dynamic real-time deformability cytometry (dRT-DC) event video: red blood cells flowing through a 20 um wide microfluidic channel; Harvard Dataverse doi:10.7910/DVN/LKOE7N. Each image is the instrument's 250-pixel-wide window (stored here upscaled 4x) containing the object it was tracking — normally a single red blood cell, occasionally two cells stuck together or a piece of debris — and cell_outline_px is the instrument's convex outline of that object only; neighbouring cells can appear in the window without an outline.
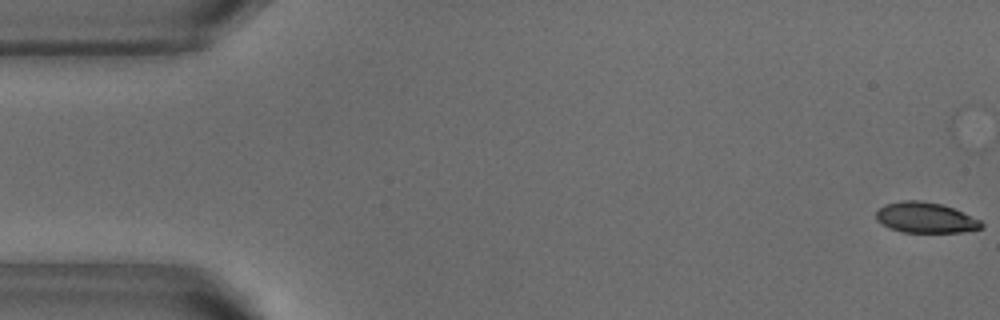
{"species": "common noctule bat (a hibernating species)", "species_latin": "Nyctalus noctula", "temperature_condition": "warm", "stored_images_in_passage": 52, "camera_frame_rate_fps": 3000, "um_per_image_px": 0.085, "animal": {"sex": "male", "body_mass_g": 18.8}, "frame": {"image": 1, "passage_image": 1, "time_ms": 0.0, "image_size_px": [1000, 320], "cell_outline_px": [[984, 224], [980, 228], [960, 232], [904, 232], [892, 228], [876, 220], [876, 212], [884, 204], [900, 200], [920, 200], [940, 204], [952, 208], [980, 220]], "centroid_in_image_um": [78.64, 18.49], "position_along_channel_um": 6.4, "area_um2": 18.44}}
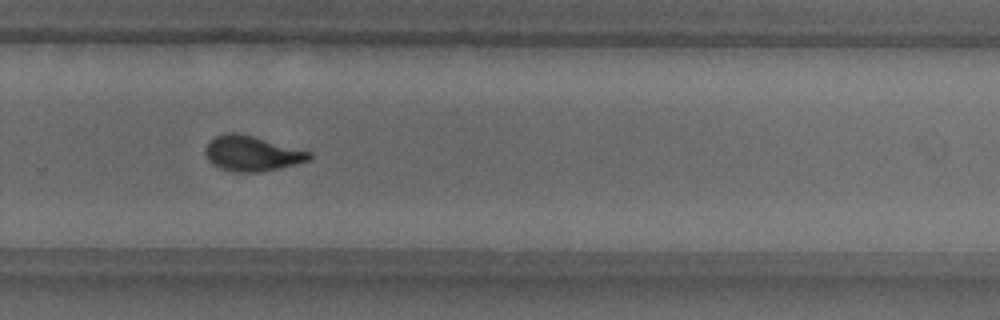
{"frame": {"image": 2, "passage_image": 35, "time_ms": 11.333, "image_size_px": [1000, 320], "cell_outline_px": [[312, 156], [308, 160], [280, 168], [260, 172], [236, 172], [220, 168], [212, 164], [208, 160], [204, 152], [204, 148], [216, 136], [224, 132], [236, 132], [252, 136], [312, 152]], "centroid_in_image_um": [21.38, 13.05], "position_along_channel_um": 308.4, "area_um2": 21.15}}
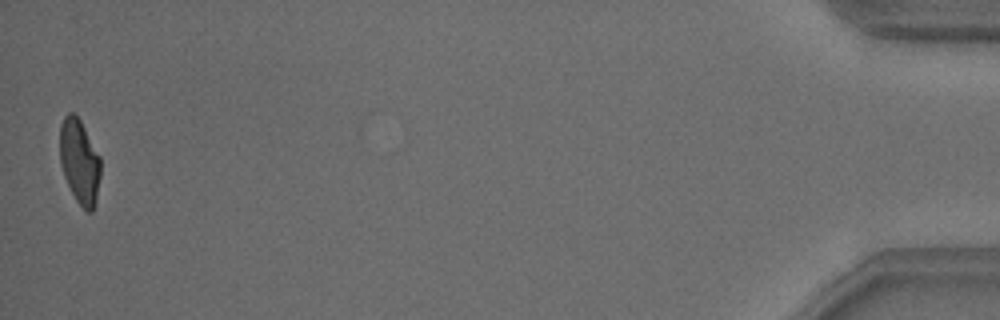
{"frame": {"image": 3, "passage_image": 52, "time_ms": 17.0, "image_size_px": [1000, 320], "cell_outline_px": [[100, 176], [96, 204], [92, 212], [88, 212], [76, 200], [64, 176], [60, 164], [60, 124], [64, 116], [68, 112], [72, 112], [80, 120], [100, 156]], "centroid_in_image_um": [6.76, 13.73], "position_along_channel_um": 428.4, "area_um2": 20.06}, "authors_computed_cell_mechanics": {"area_um2": 20.9525, "velocity_mm_per_s": 3.8337, "shape_relaxation_time_tau1_ms": 5.3698, "shape_relaxation_time_tau2_ms": 1.0683, "deformation_change_tau1": 0.1933, "deformation_change_tau2": 0.0589}}